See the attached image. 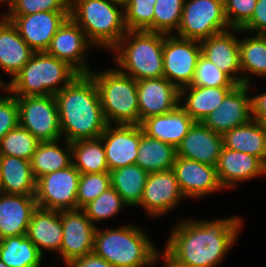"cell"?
<instances>
[{
  "instance_id": "obj_31",
  "label": "cell",
  "mask_w": 266,
  "mask_h": 267,
  "mask_svg": "<svg viewBox=\"0 0 266 267\" xmlns=\"http://www.w3.org/2000/svg\"><path fill=\"white\" fill-rule=\"evenodd\" d=\"M176 148L158 139L148 137L141 128V142L135 164L148 173L173 169Z\"/></svg>"
},
{
  "instance_id": "obj_2",
  "label": "cell",
  "mask_w": 266,
  "mask_h": 267,
  "mask_svg": "<svg viewBox=\"0 0 266 267\" xmlns=\"http://www.w3.org/2000/svg\"><path fill=\"white\" fill-rule=\"evenodd\" d=\"M54 97L65 141L100 138L107 122L96 83L89 74H79Z\"/></svg>"
},
{
  "instance_id": "obj_34",
  "label": "cell",
  "mask_w": 266,
  "mask_h": 267,
  "mask_svg": "<svg viewBox=\"0 0 266 267\" xmlns=\"http://www.w3.org/2000/svg\"><path fill=\"white\" fill-rule=\"evenodd\" d=\"M72 161L80 174L109 172L101 138L71 142Z\"/></svg>"
},
{
  "instance_id": "obj_33",
  "label": "cell",
  "mask_w": 266,
  "mask_h": 267,
  "mask_svg": "<svg viewBox=\"0 0 266 267\" xmlns=\"http://www.w3.org/2000/svg\"><path fill=\"white\" fill-rule=\"evenodd\" d=\"M111 186L121 195L128 206H138L148 172L139 165L133 164L109 171Z\"/></svg>"
},
{
  "instance_id": "obj_11",
  "label": "cell",
  "mask_w": 266,
  "mask_h": 267,
  "mask_svg": "<svg viewBox=\"0 0 266 267\" xmlns=\"http://www.w3.org/2000/svg\"><path fill=\"white\" fill-rule=\"evenodd\" d=\"M80 176V172L72 164L38 178L35 190L37 207L56 211L78 209Z\"/></svg>"
},
{
  "instance_id": "obj_38",
  "label": "cell",
  "mask_w": 266,
  "mask_h": 267,
  "mask_svg": "<svg viewBox=\"0 0 266 267\" xmlns=\"http://www.w3.org/2000/svg\"><path fill=\"white\" fill-rule=\"evenodd\" d=\"M155 3L156 0H127L123 7L126 29L153 32Z\"/></svg>"
},
{
  "instance_id": "obj_20",
  "label": "cell",
  "mask_w": 266,
  "mask_h": 267,
  "mask_svg": "<svg viewBox=\"0 0 266 267\" xmlns=\"http://www.w3.org/2000/svg\"><path fill=\"white\" fill-rule=\"evenodd\" d=\"M234 32L241 29H227L200 42L202 55L227 74L237 85L242 84L239 40ZM240 74L238 75L237 74ZM238 75V76H237Z\"/></svg>"
},
{
  "instance_id": "obj_10",
  "label": "cell",
  "mask_w": 266,
  "mask_h": 267,
  "mask_svg": "<svg viewBox=\"0 0 266 267\" xmlns=\"http://www.w3.org/2000/svg\"><path fill=\"white\" fill-rule=\"evenodd\" d=\"M201 54L199 41L163 34V77L179 90L191 85Z\"/></svg>"
},
{
  "instance_id": "obj_5",
  "label": "cell",
  "mask_w": 266,
  "mask_h": 267,
  "mask_svg": "<svg viewBox=\"0 0 266 267\" xmlns=\"http://www.w3.org/2000/svg\"><path fill=\"white\" fill-rule=\"evenodd\" d=\"M112 50L117 69L136 81L163 77V33L127 31Z\"/></svg>"
},
{
  "instance_id": "obj_40",
  "label": "cell",
  "mask_w": 266,
  "mask_h": 267,
  "mask_svg": "<svg viewBox=\"0 0 266 267\" xmlns=\"http://www.w3.org/2000/svg\"><path fill=\"white\" fill-rule=\"evenodd\" d=\"M191 85L210 88H234L237 84L201 54Z\"/></svg>"
},
{
  "instance_id": "obj_37",
  "label": "cell",
  "mask_w": 266,
  "mask_h": 267,
  "mask_svg": "<svg viewBox=\"0 0 266 267\" xmlns=\"http://www.w3.org/2000/svg\"><path fill=\"white\" fill-rule=\"evenodd\" d=\"M185 0H156L153 32L171 35L178 30Z\"/></svg>"
},
{
  "instance_id": "obj_22",
  "label": "cell",
  "mask_w": 266,
  "mask_h": 267,
  "mask_svg": "<svg viewBox=\"0 0 266 267\" xmlns=\"http://www.w3.org/2000/svg\"><path fill=\"white\" fill-rule=\"evenodd\" d=\"M36 208L35 195L0 192V240L27 235L31 216Z\"/></svg>"
},
{
  "instance_id": "obj_44",
  "label": "cell",
  "mask_w": 266,
  "mask_h": 267,
  "mask_svg": "<svg viewBox=\"0 0 266 267\" xmlns=\"http://www.w3.org/2000/svg\"><path fill=\"white\" fill-rule=\"evenodd\" d=\"M19 125V108L16 96H0V140Z\"/></svg>"
},
{
  "instance_id": "obj_15",
  "label": "cell",
  "mask_w": 266,
  "mask_h": 267,
  "mask_svg": "<svg viewBox=\"0 0 266 267\" xmlns=\"http://www.w3.org/2000/svg\"><path fill=\"white\" fill-rule=\"evenodd\" d=\"M109 171L135 164L141 142L140 125L107 124L101 134Z\"/></svg>"
},
{
  "instance_id": "obj_29",
  "label": "cell",
  "mask_w": 266,
  "mask_h": 267,
  "mask_svg": "<svg viewBox=\"0 0 266 267\" xmlns=\"http://www.w3.org/2000/svg\"><path fill=\"white\" fill-rule=\"evenodd\" d=\"M223 147L258 157L266 165V128L251 119L223 135Z\"/></svg>"
},
{
  "instance_id": "obj_28",
  "label": "cell",
  "mask_w": 266,
  "mask_h": 267,
  "mask_svg": "<svg viewBox=\"0 0 266 267\" xmlns=\"http://www.w3.org/2000/svg\"><path fill=\"white\" fill-rule=\"evenodd\" d=\"M232 89L188 85L180 89V103L185 102L179 105L195 122H203Z\"/></svg>"
},
{
  "instance_id": "obj_18",
  "label": "cell",
  "mask_w": 266,
  "mask_h": 267,
  "mask_svg": "<svg viewBox=\"0 0 266 267\" xmlns=\"http://www.w3.org/2000/svg\"><path fill=\"white\" fill-rule=\"evenodd\" d=\"M172 170L184 197H203L224 189L216 166L177 156Z\"/></svg>"
},
{
  "instance_id": "obj_32",
  "label": "cell",
  "mask_w": 266,
  "mask_h": 267,
  "mask_svg": "<svg viewBox=\"0 0 266 267\" xmlns=\"http://www.w3.org/2000/svg\"><path fill=\"white\" fill-rule=\"evenodd\" d=\"M43 255L27 235L0 240V260L8 267H40Z\"/></svg>"
},
{
  "instance_id": "obj_27",
  "label": "cell",
  "mask_w": 266,
  "mask_h": 267,
  "mask_svg": "<svg viewBox=\"0 0 266 267\" xmlns=\"http://www.w3.org/2000/svg\"><path fill=\"white\" fill-rule=\"evenodd\" d=\"M36 179L30 160L0 155V192L15 195H35Z\"/></svg>"
},
{
  "instance_id": "obj_36",
  "label": "cell",
  "mask_w": 266,
  "mask_h": 267,
  "mask_svg": "<svg viewBox=\"0 0 266 267\" xmlns=\"http://www.w3.org/2000/svg\"><path fill=\"white\" fill-rule=\"evenodd\" d=\"M40 141L28 130L18 125L0 140V155L30 160Z\"/></svg>"
},
{
  "instance_id": "obj_43",
  "label": "cell",
  "mask_w": 266,
  "mask_h": 267,
  "mask_svg": "<svg viewBox=\"0 0 266 267\" xmlns=\"http://www.w3.org/2000/svg\"><path fill=\"white\" fill-rule=\"evenodd\" d=\"M257 0H224L229 27L242 29L251 19Z\"/></svg>"
},
{
  "instance_id": "obj_1",
  "label": "cell",
  "mask_w": 266,
  "mask_h": 267,
  "mask_svg": "<svg viewBox=\"0 0 266 267\" xmlns=\"http://www.w3.org/2000/svg\"><path fill=\"white\" fill-rule=\"evenodd\" d=\"M193 220V221H192ZM180 221L167 239L165 267H215L236 241L240 218Z\"/></svg>"
},
{
  "instance_id": "obj_21",
  "label": "cell",
  "mask_w": 266,
  "mask_h": 267,
  "mask_svg": "<svg viewBox=\"0 0 266 267\" xmlns=\"http://www.w3.org/2000/svg\"><path fill=\"white\" fill-rule=\"evenodd\" d=\"M223 137L208 128L203 122H195L176 148L177 156L217 166Z\"/></svg>"
},
{
  "instance_id": "obj_6",
  "label": "cell",
  "mask_w": 266,
  "mask_h": 267,
  "mask_svg": "<svg viewBox=\"0 0 266 267\" xmlns=\"http://www.w3.org/2000/svg\"><path fill=\"white\" fill-rule=\"evenodd\" d=\"M118 6L107 0H70L69 16L94 46L112 50L128 31Z\"/></svg>"
},
{
  "instance_id": "obj_12",
  "label": "cell",
  "mask_w": 266,
  "mask_h": 267,
  "mask_svg": "<svg viewBox=\"0 0 266 267\" xmlns=\"http://www.w3.org/2000/svg\"><path fill=\"white\" fill-rule=\"evenodd\" d=\"M70 11H43L28 15H3L17 28L34 52H45Z\"/></svg>"
},
{
  "instance_id": "obj_13",
  "label": "cell",
  "mask_w": 266,
  "mask_h": 267,
  "mask_svg": "<svg viewBox=\"0 0 266 267\" xmlns=\"http://www.w3.org/2000/svg\"><path fill=\"white\" fill-rule=\"evenodd\" d=\"M63 227L61 256L65 264L93 253L96 226L82 209L59 211Z\"/></svg>"
},
{
  "instance_id": "obj_4",
  "label": "cell",
  "mask_w": 266,
  "mask_h": 267,
  "mask_svg": "<svg viewBox=\"0 0 266 267\" xmlns=\"http://www.w3.org/2000/svg\"><path fill=\"white\" fill-rule=\"evenodd\" d=\"M78 75L68 63L46 52H34L29 62L6 84V90L16 97L56 95Z\"/></svg>"
},
{
  "instance_id": "obj_30",
  "label": "cell",
  "mask_w": 266,
  "mask_h": 267,
  "mask_svg": "<svg viewBox=\"0 0 266 267\" xmlns=\"http://www.w3.org/2000/svg\"><path fill=\"white\" fill-rule=\"evenodd\" d=\"M60 140L40 142L30 159L34 178L65 169L73 164L71 142L65 141V148L59 146Z\"/></svg>"
},
{
  "instance_id": "obj_42",
  "label": "cell",
  "mask_w": 266,
  "mask_h": 267,
  "mask_svg": "<svg viewBox=\"0 0 266 267\" xmlns=\"http://www.w3.org/2000/svg\"><path fill=\"white\" fill-rule=\"evenodd\" d=\"M9 7L4 15H28L43 11H70V0H3Z\"/></svg>"
},
{
  "instance_id": "obj_41",
  "label": "cell",
  "mask_w": 266,
  "mask_h": 267,
  "mask_svg": "<svg viewBox=\"0 0 266 267\" xmlns=\"http://www.w3.org/2000/svg\"><path fill=\"white\" fill-rule=\"evenodd\" d=\"M110 187L109 172L81 174L77 190L78 209H82Z\"/></svg>"
},
{
  "instance_id": "obj_24",
  "label": "cell",
  "mask_w": 266,
  "mask_h": 267,
  "mask_svg": "<svg viewBox=\"0 0 266 267\" xmlns=\"http://www.w3.org/2000/svg\"><path fill=\"white\" fill-rule=\"evenodd\" d=\"M195 121L178 105L173 111L144 119L140 126L148 137L177 148Z\"/></svg>"
},
{
  "instance_id": "obj_7",
  "label": "cell",
  "mask_w": 266,
  "mask_h": 267,
  "mask_svg": "<svg viewBox=\"0 0 266 267\" xmlns=\"http://www.w3.org/2000/svg\"><path fill=\"white\" fill-rule=\"evenodd\" d=\"M89 75L96 83L107 124L139 125L137 81L117 68Z\"/></svg>"
},
{
  "instance_id": "obj_25",
  "label": "cell",
  "mask_w": 266,
  "mask_h": 267,
  "mask_svg": "<svg viewBox=\"0 0 266 267\" xmlns=\"http://www.w3.org/2000/svg\"><path fill=\"white\" fill-rule=\"evenodd\" d=\"M0 20V68L12 79L29 62L34 51L21 38L17 28L3 15Z\"/></svg>"
},
{
  "instance_id": "obj_9",
  "label": "cell",
  "mask_w": 266,
  "mask_h": 267,
  "mask_svg": "<svg viewBox=\"0 0 266 267\" xmlns=\"http://www.w3.org/2000/svg\"><path fill=\"white\" fill-rule=\"evenodd\" d=\"M19 125L40 142L57 141L62 137L54 95L16 97Z\"/></svg>"
},
{
  "instance_id": "obj_14",
  "label": "cell",
  "mask_w": 266,
  "mask_h": 267,
  "mask_svg": "<svg viewBox=\"0 0 266 267\" xmlns=\"http://www.w3.org/2000/svg\"><path fill=\"white\" fill-rule=\"evenodd\" d=\"M91 45L93 46L83 29L69 16L56 32L45 52L68 63L79 74H89L91 70L83 54Z\"/></svg>"
},
{
  "instance_id": "obj_3",
  "label": "cell",
  "mask_w": 266,
  "mask_h": 267,
  "mask_svg": "<svg viewBox=\"0 0 266 267\" xmlns=\"http://www.w3.org/2000/svg\"><path fill=\"white\" fill-rule=\"evenodd\" d=\"M93 253L113 267H145L160 257L144 232L134 225L102 231L96 228Z\"/></svg>"
},
{
  "instance_id": "obj_50",
  "label": "cell",
  "mask_w": 266,
  "mask_h": 267,
  "mask_svg": "<svg viewBox=\"0 0 266 267\" xmlns=\"http://www.w3.org/2000/svg\"><path fill=\"white\" fill-rule=\"evenodd\" d=\"M0 267H8V266L0 260Z\"/></svg>"
},
{
  "instance_id": "obj_45",
  "label": "cell",
  "mask_w": 266,
  "mask_h": 267,
  "mask_svg": "<svg viewBox=\"0 0 266 267\" xmlns=\"http://www.w3.org/2000/svg\"><path fill=\"white\" fill-rule=\"evenodd\" d=\"M241 31L266 35V0H257L250 21Z\"/></svg>"
},
{
  "instance_id": "obj_48",
  "label": "cell",
  "mask_w": 266,
  "mask_h": 267,
  "mask_svg": "<svg viewBox=\"0 0 266 267\" xmlns=\"http://www.w3.org/2000/svg\"><path fill=\"white\" fill-rule=\"evenodd\" d=\"M107 1H111V2H114L116 4H119L120 7L122 8V7L125 6V3H126L127 0H107Z\"/></svg>"
},
{
  "instance_id": "obj_17",
  "label": "cell",
  "mask_w": 266,
  "mask_h": 267,
  "mask_svg": "<svg viewBox=\"0 0 266 267\" xmlns=\"http://www.w3.org/2000/svg\"><path fill=\"white\" fill-rule=\"evenodd\" d=\"M184 195L172 169L148 174L140 206L151 216H159L175 208Z\"/></svg>"
},
{
  "instance_id": "obj_39",
  "label": "cell",
  "mask_w": 266,
  "mask_h": 267,
  "mask_svg": "<svg viewBox=\"0 0 266 267\" xmlns=\"http://www.w3.org/2000/svg\"><path fill=\"white\" fill-rule=\"evenodd\" d=\"M126 205L121 195L111 186L82 210L93 223L113 217Z\"/></svg>"
},
{
  "instance_id": "obj_19",
  "label": "cell",
  "mask_w": 266,
  "mask_h": 267,
  "mask_svg": "<svg viewBox=\"0 0 266 267\" xmlns=\"http://www.w3.org/2000/svg\"><path fill=\"white\" fill-rule=\"evenodd\" d=\"M139 125L151 116L166 114L180 104V90L165 77L137 81Z\"/></svg>"
},
{
  "instance_id": "obj_23",
  "label": "cell",
  "mask_w": 266,
  "mask_h": 267,
  "mask_svg": "<svg viewBox=\"0 0 266 267\" xmlns=\"http://www.w3.org/2000/svg\"><path fill=\"white\" fill-rule=\"evenodd\" d=\"M216 168L224 189L235 187L237 182L266 174V165L258 157L225 147L221 150Z\"/></svg>"
},
{
  "instance_id": "obj_8",
  "label": "cell",
  "mask_w": 266,
  "mask_h": 267,
  "mask_svg": "<svg viewBox=\"0 0 266 267\" xmlns=\"http://www.w3.org/2000/svg\"><path fill=\"white\" fill-rule=\"evenodd\" d=\"M230 29L225 15L224 0L184 1L177 34L180 38L201 42Z\"/></svg>"
},
{
  "instance_id": "obj_46",
  "label": "cell",
  "mask_w": 266,
  "mask_h": 267,
  "mask_svg": "<svg viewBox=\"0 0 266 267\" xmlns=\"http://www.w3.org/2000/svg\"><path fill=\"white\" fill-rule=\"evenodd\" d=\"M67 267H113L105 259L95 255L94 253L76 258L68 263Z\"/></svg>"
},
{
  "instance_id": "obj_26",
  "label": "cell",
  "mask_w": 266,
  "mask_h": 267,
  "mask_svg": "<svg viewBox=\"0 0 266 267\" xmlns=\"http://www.w3.org/2000/svg\"><path fill=\"white\" fill-rule=\"evenodd\" d=\"M27 237L42 255V249L60 252L63 227L59 211L37 207L32 213Z\"/></svg>"
},
{
  "instance_id": "obj_16",
  "label": "cell",
  "mask_w": 266,
  "mask_h": 267,
  "mask_svg": "<svg viewBox=\"0 0 266 267\" xmlns=\"http://www.w3.org/2000/svg\"><path fill=\"white\" fill-rule=\"evenodd\" d=\"M250 86L236 85L203 123L212 131L223 135L252 119V97L248 96Z\"/></svg>"
},
{
  "instance_id": "obj_47",
  "label": "cell",
  "mask_w": 266,
  "mask_h": 267,
  "mask_svg": "<svg viewBox=\"0 0 266 267\" xmlns=\"http://www.w3.org/2000/svg\"><path fill=\"white\" fill-rule=\"evenodd\" d=\"M252 119L266 121V92L252 98Z\"/></svg>"
},
{
  "instance_id": "obj_49",
  "label": "cell",
  "mask_w": 266,
  "mask_h": 267,
  "mask_svg": "<svg viewBox=\"0 0 266 267\" xmlns=\"http://www.w3.org/2000/svg\"><path fill=\"white\" fill-rule=\"evenodd\" d=\"M1 88L3 89V91H6V83H4V81L0 80V90Z\"/></svg>"
},
{
  "instance_id": "obj_35",
  "label": "cell",
  "mask_w": 266,
  "mask_h": 267,
  "mask_svg": "<svg viewBox=\"0 0 266 267\" xmlns=\"http://www.w3.org/2000/svg\"><path fill=\"white\" fill-rule=\"evenodd\" d=\"M239 56L242 84L250 85L249 78L243 75L244 71L266 78V35L256 34L239 40Z\"/></svg>"
}]
</instances>
